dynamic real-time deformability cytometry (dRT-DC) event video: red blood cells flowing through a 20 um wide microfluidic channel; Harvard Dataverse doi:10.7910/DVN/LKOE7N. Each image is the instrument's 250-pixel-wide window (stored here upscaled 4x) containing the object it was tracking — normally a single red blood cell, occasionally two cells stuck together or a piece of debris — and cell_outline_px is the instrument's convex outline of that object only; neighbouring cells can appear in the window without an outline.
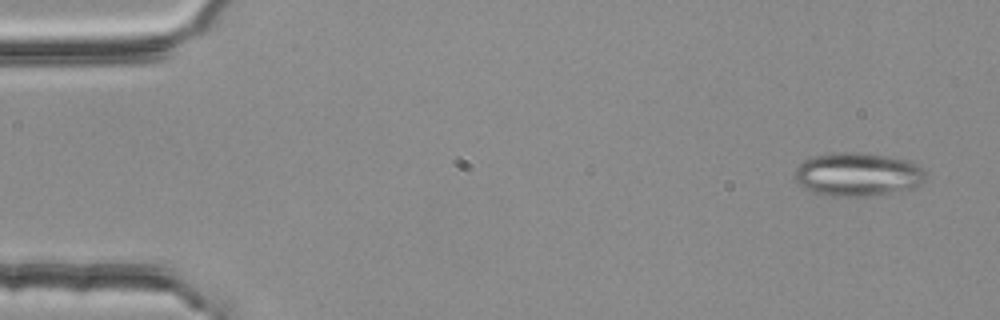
{"species": "common noctule bat (a hibernating species)", "species_latin": "Nyctalus noctula", "temperature_condition": "room temperature", "stored_images_in_passage": 3, "camera_frame_rate_fps": 3000, "um_per_image_px": 0.085, "animal": {"sex": "female", "body_mass_g": 25.1}, "frame": {"image": 1, "passage_image": 1, "time_ms": 0.0, "image_size_px": [1000, 320], "cell_outline_px": [[924, 180], [920, 184], [912, 188], [864, 196], [832, 196], [812, 192], [804, 188], [796, 180], [796, 168], [804, 160], [812, 156], [832, 152], [856, 152], [888, 156], [908, 160], [920, 164], [924, 168]], "centroid_in_image_um": [72.9, 14.8], "position_along_channel_um": 12.1, "area_um2": 33.06}}